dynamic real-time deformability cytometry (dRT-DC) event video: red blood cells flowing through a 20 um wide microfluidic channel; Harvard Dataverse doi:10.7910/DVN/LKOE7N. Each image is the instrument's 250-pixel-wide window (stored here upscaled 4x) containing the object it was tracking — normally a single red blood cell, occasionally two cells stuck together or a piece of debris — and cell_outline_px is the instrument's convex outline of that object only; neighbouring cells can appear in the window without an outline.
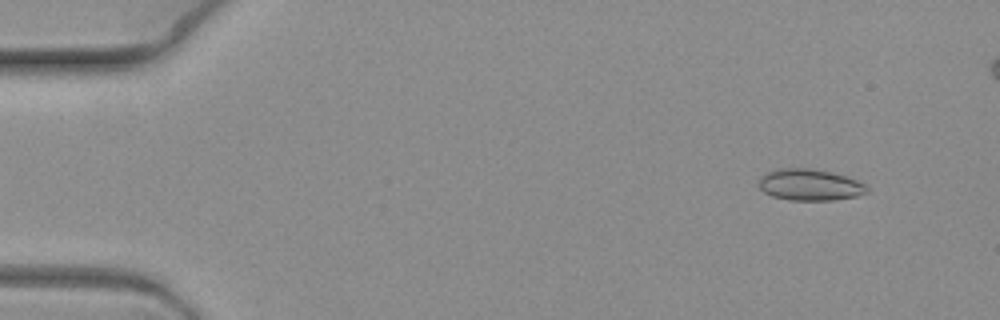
{"species": "common noctule bat (a hibernating species)", "species_latin": "Nyctalus noctula", "temperature_condition": "warm", "stored_images_in_passage": 6, "camera_frame_rate_fps": 3000, "um_per_image_px": 0.085, "animal": {"sex": "female", "body_mass_g": 19.3, "forearm_length_mm": 54.1}, "frame": {"image": 1, "passage_image": 1, "time_ms": 0.0, "image_size_px": [1000, 320], "cell_outline_px": [[868, 192], [856, 196], [832, 200], [788, 200], [772, 196], [764, 192], [760, 188], [760, 180], [768, 172], [780, 168], [804, 168], [828, 172], [844, 176], [856, 180], [864, 184], [868, 188]], "centroid_in_image_um": [68.84, 15.73], "position_along_channel_um": 16.2, "area_um2": 19.36}}
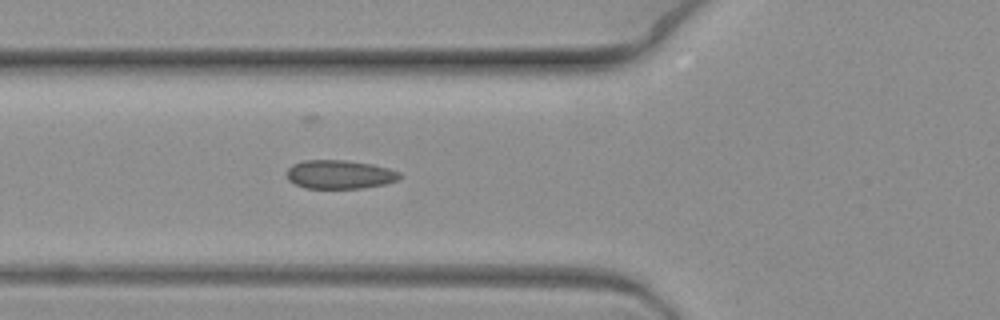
{"frame": {"image": 2, "passage_image": 6, "time_ms": 1.667, "image_size_px": [1000, 320], "cell_outline_px": [[404, 176], [396, 180], [384, 184], [360, 188], [304, 188], [288, 180], [288, 168], [292, 164], [304, 160], [344, 160], [372, 164], [388, 168], [400, 172]], "centroid_in_image_um": [28.88, 14.82], "position_along_channel_um": 96.9, "area_um2": 18.84}}